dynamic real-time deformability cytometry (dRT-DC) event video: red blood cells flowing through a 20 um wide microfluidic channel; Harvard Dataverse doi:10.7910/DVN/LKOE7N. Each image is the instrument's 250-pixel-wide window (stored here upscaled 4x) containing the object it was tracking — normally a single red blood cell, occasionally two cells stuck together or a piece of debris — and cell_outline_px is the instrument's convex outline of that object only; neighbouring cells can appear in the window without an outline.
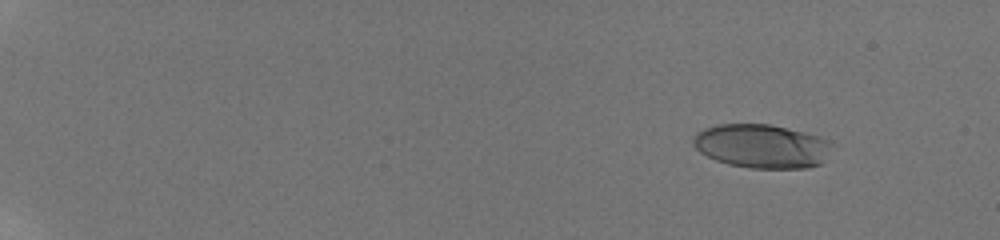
{"species": "human", "species_latin": "Homo sapiens", "temperature_condition": "room temperature", "stored_images_in_passage": 15, "camera_frame_rate_fps": 3000, "um_per_image_px": 0.085, "donor": {"sex": "male"}, "frame": {"image": 1, "passage_image": 3, "time_ms": 2.333, "image_size_px": [1000, 240], "cell_outline_px": [[832, 144], [820, 164], [808, 168], [752, 168], [728, 164], [716, 160], [700, 152], [692, 144], [692, 140], [696, 132], [704, 128], [716, 124], [772, 124], [820, 136], [832, 140]], "centroid_in_image_um": [64.73, 12.41], "position_along_channel_um": 20.3, "area_um2": 35.55}}
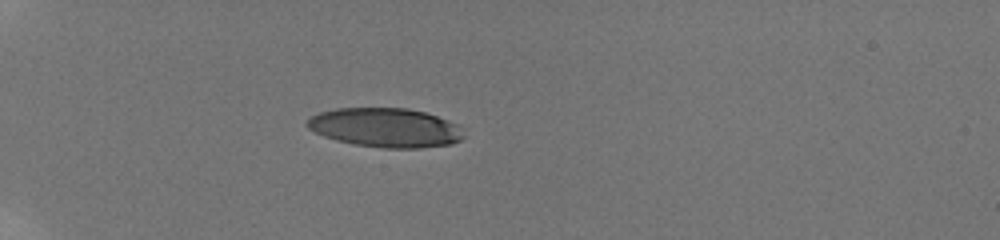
{"frame": {"image": 2, "passage_image": 8, "time_ms": 6.667, "image_size_px": [1000, 240], "cell_outline_px": [[464, 136], [460, 140], [452, 144], [420, 148], [384, 148], [352, 144], [336, 140], [324, 136], [308, 128], [304, 124], [312, 116], [320, 112], [336, 108], [408, 108], [424, 112], [448, 120], [464, 128]], "centroid_in_image_um": [32.78, 10.85], "position_along_channel_um": 52.2, "area_um2": 35.89}}
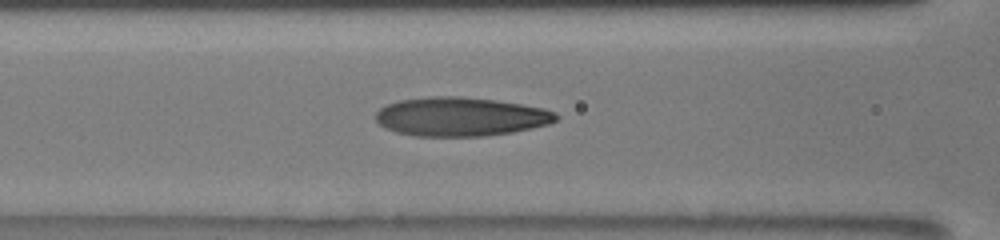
{"frame": {"image": 3, "passage_image": 12, "time_ms": 9.667, "image_size_px": [1000, 240], "cell_outline_px": [[560, 116], [556, 120], [548, 124], [532, 128], [512, 132], [484, 136], [416, 136], [396, 132], [384, 128], [376, 120], [376, 112], [384, 104], [396, 100], [428, 96], [460, 96], [492, 100], [520, 104], [544, 108], [556, 112]], "centroid_in_image_um": [39.11, 9.91], "position_along_channel_um": 127.5, "area_um2": 41.1}}